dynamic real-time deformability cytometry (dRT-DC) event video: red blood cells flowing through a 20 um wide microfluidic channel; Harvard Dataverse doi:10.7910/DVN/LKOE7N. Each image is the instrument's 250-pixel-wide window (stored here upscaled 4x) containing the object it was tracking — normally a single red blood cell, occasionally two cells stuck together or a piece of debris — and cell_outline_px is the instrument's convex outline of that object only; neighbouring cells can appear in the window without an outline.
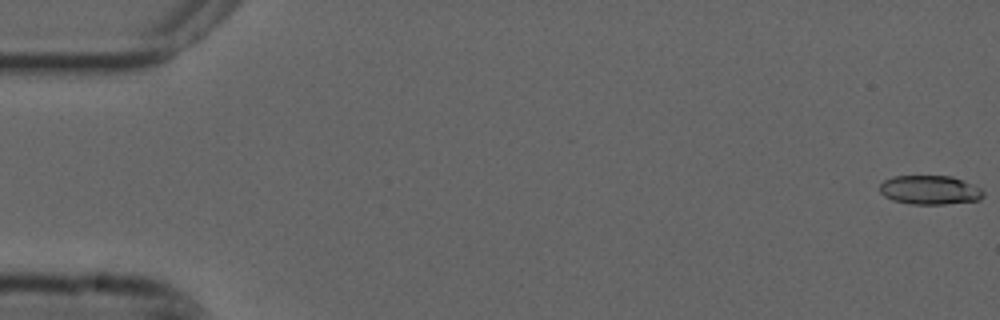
{"species": "common noctule bat (a hibernating species)", "species_latin": "Nyctalus noctula", "temperature_condition": "cold", "stored_images_in_passage": 19, "camera_frame_rate_fps": 3000, "um_per_image_px": 0.085, "animal": {"sex": "male", "forearm_length_mm": 52.5}, "frame": {"image": 1, "passage_image": 1, "time_ms": 0.0, "image_size_px": [1000, 320], "cell_outline_px": [[984, 196], [980, 200], [944, 204], [912, 204], [892, 200], [884, 196], [880, 192], [880, 184], [884, 180], [892, 176], [952, 176], [980, 188], [984, 192]], "centroid_in_image_um": [79.02, 16.15], "position_along_channel_um": 6.0, "area_um2": 17.51}}
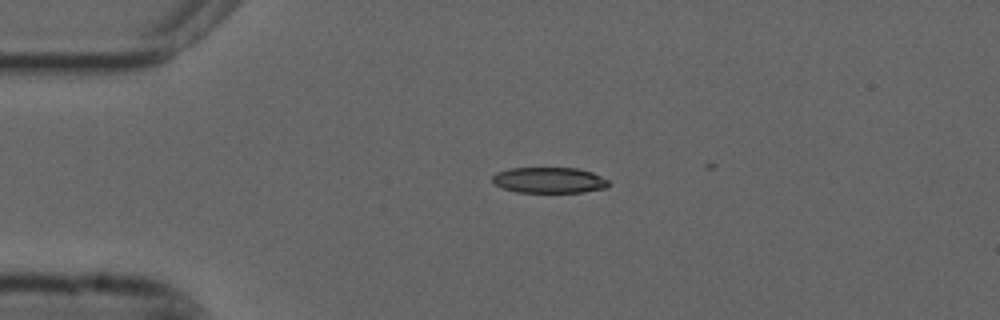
{"frame": {"image": 2, "passage_image": 13, "time_ms": 4.0, "image_size_px": [1000, 320], "cell_outline_px": [[612, 184], [608, 188], [584, 192], [516, 192], [504, 188], [496, 184], [492, 180], [492, 176], [496, 172], [512, 168], [576, 168], [592, 172], [608, 180]], "centroid_in_image_um": [46.73, 15.32], "position_along_channel_um": 38.3, "area_um2": 17.51}}
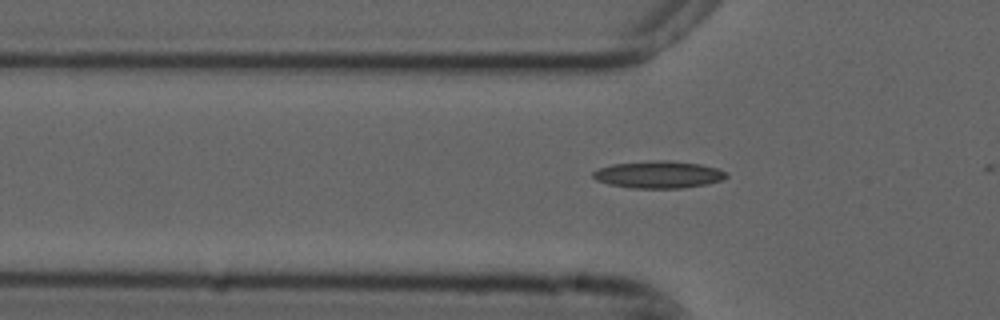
{"frame": {"image": 3, "passage_image": 18, "time_ms": 5.667, "image_size_px": [1000, 320], "cell_outline_px": [[728, 176], [724, 180], [708, 184], [680, 188], [632, 188], [608, 184], [596, 180], [592, 176], [592, 172], [600, 168], [612, 164], [660, 160], [668, 160], [700, 164], [716, 168], [724, 172]], "centroid_in_image_um": [55.98, 14.84], "position_along_channel_um": 69.8, "area_um2": 21.04}}